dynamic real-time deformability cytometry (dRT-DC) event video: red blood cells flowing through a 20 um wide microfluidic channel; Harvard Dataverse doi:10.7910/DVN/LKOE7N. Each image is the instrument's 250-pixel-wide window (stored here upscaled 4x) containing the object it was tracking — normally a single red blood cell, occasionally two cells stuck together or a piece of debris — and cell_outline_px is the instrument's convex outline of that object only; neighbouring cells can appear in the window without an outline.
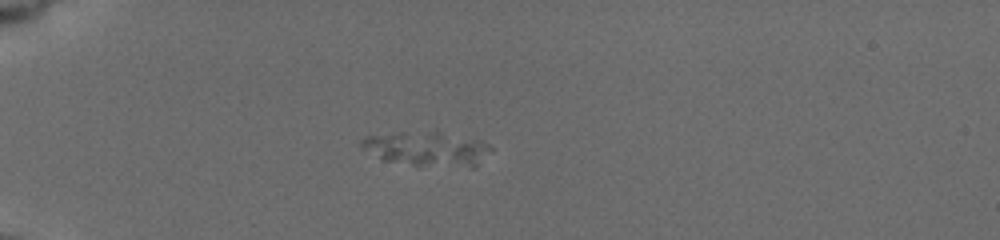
{"species": "common noctule bat (a hibernating species)", "species_latin": "Nyctalus noctula", "temperature_condition": "cold", "stored_images_in_passage": 16, "camera_frame_rate_fps": 3000, "um_per_image_px": 0.085, "animal": {"sex": "female", "body_mass_g": 19.5, "forearm_length_mm": 54.1}, "frame": {"image": 1, "passage_image": 9, "time_ms": 3.667, "image_size_px": [1000, 240], "cell_outline_px": [[492, 148], [472, 168], [412, 164], [384, 160], [360, 148], [360, 140], [364, 136], [396, 132], [436, 132], [476, 140], [488, 144]], "centroid_in_image_um": [36.2, 12.65], "position_along_channel_um": 48.8, "area_um2": 25.32}}